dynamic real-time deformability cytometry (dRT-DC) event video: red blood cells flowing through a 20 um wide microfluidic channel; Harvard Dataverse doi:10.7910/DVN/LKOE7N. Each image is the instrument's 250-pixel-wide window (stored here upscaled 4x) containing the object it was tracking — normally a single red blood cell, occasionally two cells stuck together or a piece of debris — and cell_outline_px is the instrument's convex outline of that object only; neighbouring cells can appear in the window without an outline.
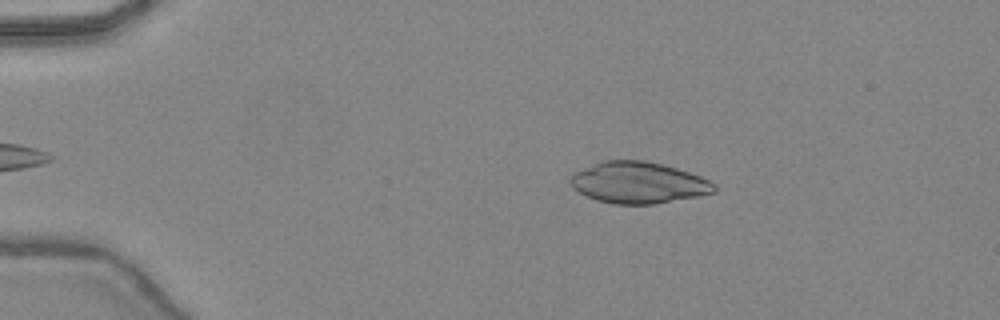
{"species": "common noctule bat (a hibernating species)", "species_latin": "Nyctalus noctula", "temperature_condition": "warm", "stored_images_in_passage": 44, "camera_frame_rate_fps": 3000, "um_per_image_px": 0.085, "animal": {"sex": "female", "body_mass_g": 24.6, "forearm_length_mm": 56.2}, "frame": {"image": 1, "passage_image": 7, "time_ms": 2.0, "image_size_px": [1000, 320], "cell_outline_px": [[716, 192], [700, 196], [652, 204], [612, 204], [596, 200], [572, 188], [568, 180], [572, 172], [604, 160], [644, 160], [676, 168], [700, 176], [716, 184]], "centroid_in_image_um": [54.23, 15.53], "position_along_channel_um": 30.8, "area_um2": 34.8}}